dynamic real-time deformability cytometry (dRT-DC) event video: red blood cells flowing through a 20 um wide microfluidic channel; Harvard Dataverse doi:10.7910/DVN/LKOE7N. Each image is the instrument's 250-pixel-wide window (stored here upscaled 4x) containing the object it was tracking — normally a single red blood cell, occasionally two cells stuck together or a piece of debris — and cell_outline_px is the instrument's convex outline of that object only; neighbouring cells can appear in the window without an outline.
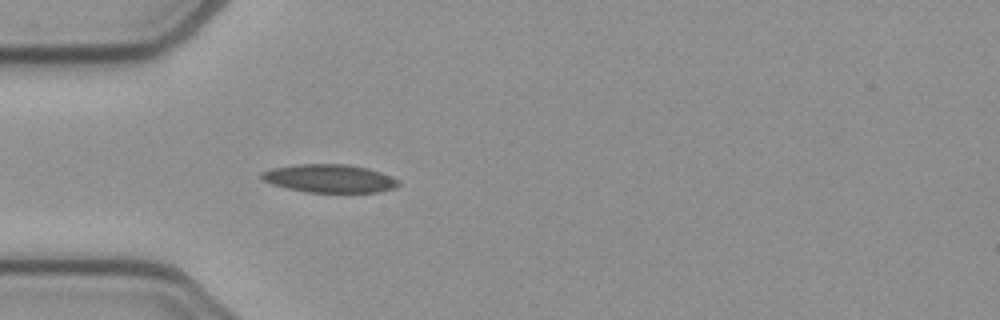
{"species": "common noctule bat (a hibernating species)", "species_latin": "Nyctalus noctula", "temperature_condition": "cold", "stored_images_in_passage": 34, "camera_frame_rate_fps": 3000, "um_per_image_px": 0.085, "animal": {"sex": "female", "body_mass_g": 21.9}, "frame": {"image": 1, "passage_image": 1, "time_ms": 0.0, "image_size_px": [1000, 320], "cell_outline_px": [[400, 184], [396, 188], [380, 192], [304, 192], [272, 184], [264, 180], [260, 176], [260, 172], [272, 168], [292, 164], [348, 164], [368, 168], [380, 172], [396, 180]], "centroid_in_image_um": [27.98, 15.16], "position_along_channel_um": 57.0, "area_um2": 22.48}}
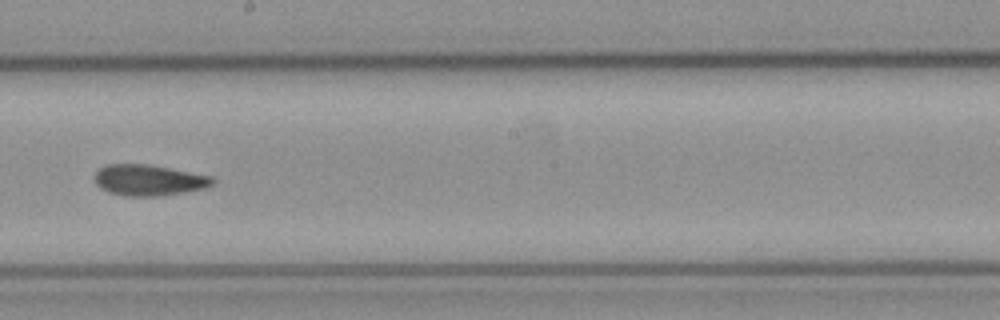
{"frame": {"image": 2, "passage_image": 15, "time_ms": 4.667, "image_size_px": [1000, 320], "cell_outline_px": [[216, 180], [212, 184], [204, 188], [164, 196], [124, 196], [108, 192], [100, 188], [96, 184], [92, 176], [100, 168], [108, 164], [148, 164], [212, 176]], "centroid_in_image_um": [12.61, 15.32], "position_along_channel_um": 235.6, "area_um2": 21.44}}
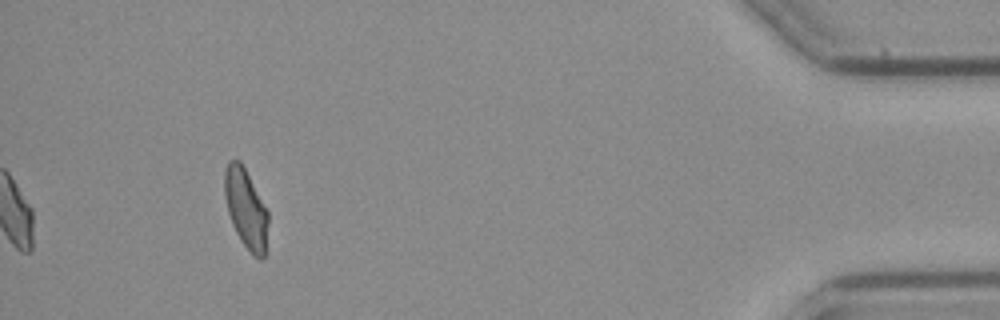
{"frame": {"image": 3, "passage_image": 34, "time_ms": 11.0, "image_size_px": [1000, 320], "cell_outline_px": [[268, 224], [264, 256], [260, 260], [252, 256], [240, 240], [232, 224], [228, 212], [224, 196], [224, 172], [228, 160], [240, 160], [268, 212]], "centroid_in_image_um": [20.88, 17.75], "position_along_channel_um": 414.3, "area_um2": 20.11}, "authors_computed_cell_mechanics": {"area_um2": 21.1548, "velocity_mm_per_s": 3.9024, "shape_relaxation_time_tau1_ms": null, "shape_relaxation_time_tau2_ms": 8.9108, "deformation_change_tau1": null, "deformation_change_tau2": 0.1727}}